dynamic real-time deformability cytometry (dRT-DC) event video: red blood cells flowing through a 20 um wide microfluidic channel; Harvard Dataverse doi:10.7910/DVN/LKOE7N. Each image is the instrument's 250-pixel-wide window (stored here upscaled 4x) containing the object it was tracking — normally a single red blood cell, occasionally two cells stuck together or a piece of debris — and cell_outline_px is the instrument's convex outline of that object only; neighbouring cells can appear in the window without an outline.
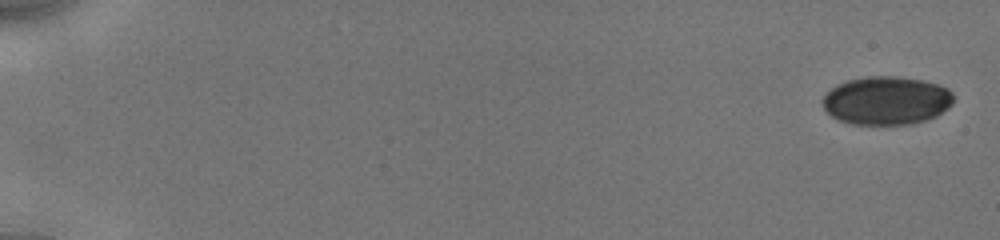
{"species": "human", "species_latin": "Homo sapiens", "temperature_condition": "cold", "stored_images_in_passage": 13, "camera_frame_rate_fps": 3000, "um_per_image_px": 0.085, "donor": {"sex": "male"}, "frame": {"image": 1, "passage_image": 1, "time_ms": 0.0, "image_size_px": [1000, 240], "cell_outline_px": [[952, 104], [948, 108], [936, 116], [928, 120], [912, 124], [852, 124], [840, 120], [832, 116], [824, 108], [824, 96], [836, 84], [848, 80], [868, 76], [896, 76], [920, 80], [936, 84], [948, 88], [952, 92]], "centroid_in_image_um": [75.37, 8.55], "position_along_channel_um": 9.6, "area_um2": 36.7}}
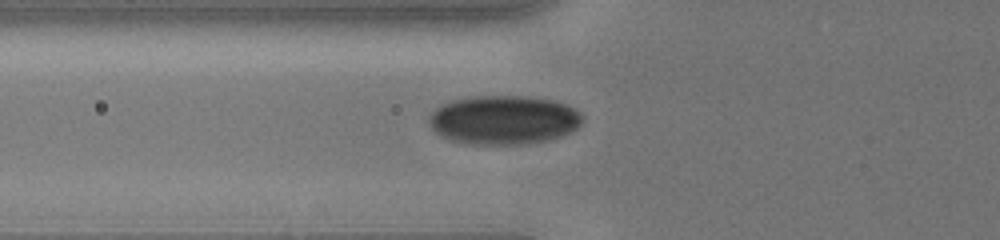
{"frame": {"image": 2, "passage_image": 11, "time_ms": 6.667, "image_size_px": [1000, 240], "cell_outline_px": [[584, 120], [572, 132], [548, 140], [524, 144], [464, 144], [448, 140], [440, 136], [432, 128], [428, 120], [428, 116], [440, 104], [448, 100], [472, 96], [528, 96], [556, 100], [568, 104], [580, 112], [584, 116]], "centroid_in_image_um": [42.81, 10.18], "position_along_channel_um": 83.0, "area_um2": 44.56}}
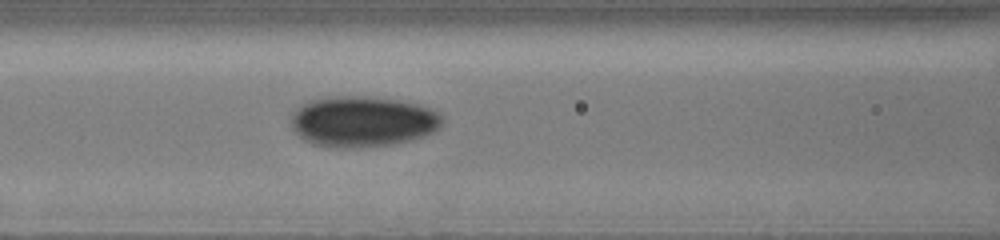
{"frame": {"image": 3, "passage_image": 13, "time_ms": 8.0, "image_size_px": [1000, 240], "cell_outline_px": [[444, 124], [440, 128], [424, 136], [412, 140], [396, 144], [356, 148], [328, 148], [312, 144], [304, 140], [292, 128], [292, 112], [300, 104], [308, 100], [328, 96], [368, 96], [400, 100], [420, 104], [432, 108], [440, 112], [444, 116]], "centroid_in_image_um": [30.85, 10.32], "position_along_channel_um": 135.7, "area_um2": 45.84}}